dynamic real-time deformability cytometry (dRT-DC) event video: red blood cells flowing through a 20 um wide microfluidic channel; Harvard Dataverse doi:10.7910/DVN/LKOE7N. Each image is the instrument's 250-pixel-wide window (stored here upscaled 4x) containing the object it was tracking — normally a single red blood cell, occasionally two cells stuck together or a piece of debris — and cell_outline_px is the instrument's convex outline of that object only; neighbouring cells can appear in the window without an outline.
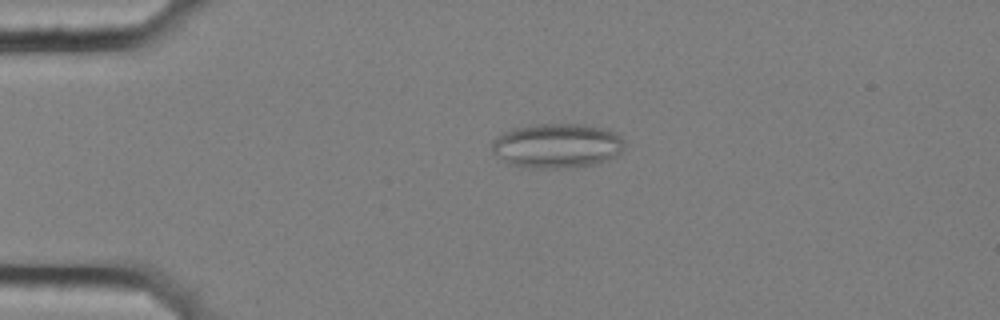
{"species": "common noctule bat (a hibernating species)", "species_latin": "Nyctalus noctula", "temperature_condition": "cold", "stored_images_in_passage": 48, "camera_frame_rate_fps": 3000, "um_per_image_px": 0.085, "animal": {"sex": "female", "body_mass_g": 25.1}, "frame": {"image": 1, "passage_image": 4, "time_ms": 1.0, "image_size_px": [1000, 320], "cell_outline_px": [[624, 148], [616, 156], [592, 164], [560, 168], [524, 168], [508, 164], [492, 152], [492, 140], [496, 136], [512, 128], [528, 124], [584, 124], [608, 128], [616, 132], [624, 140]], "centroid_in_image_um": [47.32, 12.36], "position_along_channel_um": 37.7, "area_um2": 34.85}}
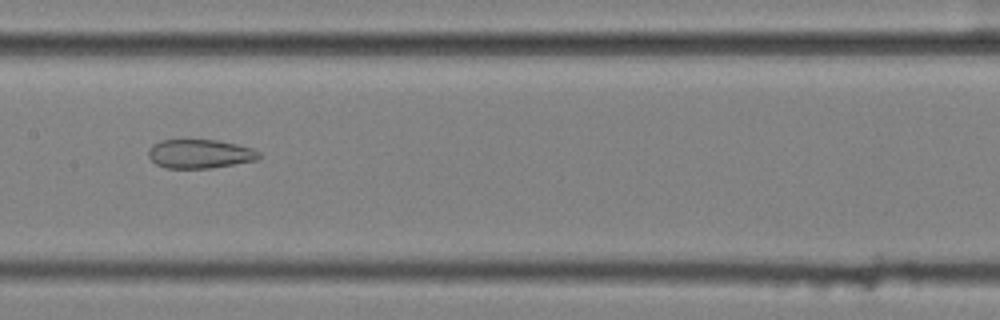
{"frame": {"image": 2, "passage_image": 20, "time_ms": 6.333, "image_size_px": [1000, 320], "cell_outline_px": [[260, 156], [256, 160], [208, 168], [164, 168], [156, 164], [148, 156], [148, 148], [152, 144], [160, 140], [216, 140], [236, 144], [252, 148], [260, 152]], "centroid_in_image_um": [16.94, 13.07], "position_along_channel_um": 190.5, "area_um2": 18.55}}
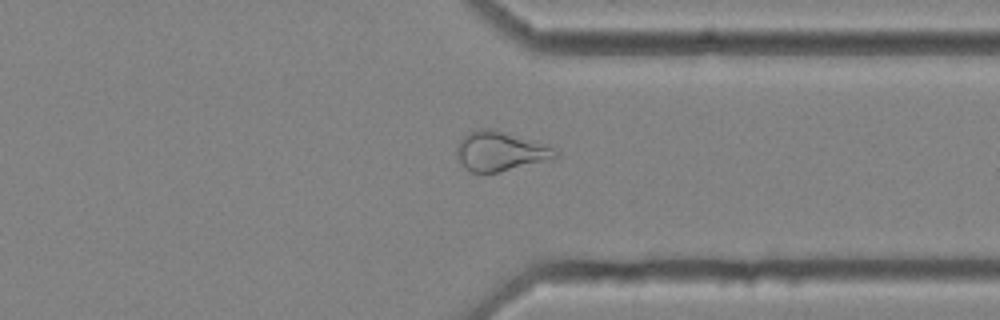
{"frame": {"image": 3, "passage_image": 35, "time_ms": 11.333, "image_size_px": [1000, 320], "cell_outline_px": [[560, 156], [552, 160], [496, 172], [472, 172], [464, 168], [456, 156], [456, 148], [460, 140], [464, 136], [480, 128], [496, 128], [548, 144]], "centroid_in_image_um": [42.55, 12.84], "position_along_channel_um": 368.8, "area_um2": 23.0}, "authors_computed_cell_mechanics": {"area_um2": 24.7095, "velocity_mm_per_s": 3.5629, "shape_relaxation_time_tau1_ms": null, "shape_relaxation_time_tau2_ms": 3.0334, "deformation_change_tau1": null, "deformation_change_tau2": 0.1153}}